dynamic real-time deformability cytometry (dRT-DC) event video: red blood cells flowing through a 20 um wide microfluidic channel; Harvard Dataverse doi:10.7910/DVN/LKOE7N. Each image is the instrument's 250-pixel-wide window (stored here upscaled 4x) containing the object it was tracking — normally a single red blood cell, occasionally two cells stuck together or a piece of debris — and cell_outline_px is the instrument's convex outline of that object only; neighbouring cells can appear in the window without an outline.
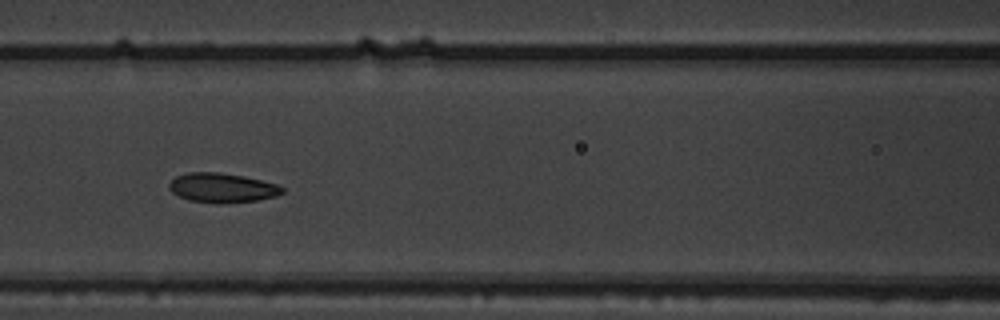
{"species": "common noctule bat (a hibernating species)", "species_latin": "Nyctalus noctula", "temperature_condition": "warm", "stored_images_in_passage": 7, "camera_frame_rate_fps": 3000, "um_per_image_px": 0.085, "animal": {"sex": "male", "body_mass_g": 19.5, "forearm_length_mm": 54.6}, "frame": {"image": 1, "passage_image": 6, "time_ms": 1.667, "image_size_px": [1000, 320], "cell_outline_px": [[284, 192], [276, 196], [260, 200], [220, 204], [216, 204], [188, 200], [172, 192], [168, 188], [168, 184], [176, 176], [188, 172], [216, 172], [244, 176], [276, 184], [284, 188]], "centroid_in_image_um": [18.88, 15.97], "position_along_channel_um": 147.7, "area_um2": 19.54}}
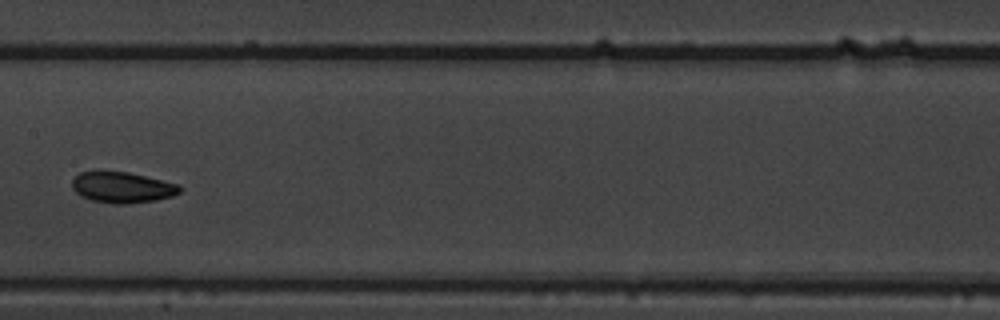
{"frame": {"image": 2, "passage_image": 7, "time_ms": 2.0, "image_size_px": [1000, 320], "cell_outline_px": [[184, 188], [180, 192], [172, 196], [156, 200], [128, 204], [112, 204], [92, 200], [80, 196], [72, 188], [72, 180], [80, 172], [96, 168], [100, 168], [128, 172], [180, 184]], "centroid_in_image_um": [10.36, 15.89], "position_along_channel_um": 197.0, "area_um2": 20.17}}